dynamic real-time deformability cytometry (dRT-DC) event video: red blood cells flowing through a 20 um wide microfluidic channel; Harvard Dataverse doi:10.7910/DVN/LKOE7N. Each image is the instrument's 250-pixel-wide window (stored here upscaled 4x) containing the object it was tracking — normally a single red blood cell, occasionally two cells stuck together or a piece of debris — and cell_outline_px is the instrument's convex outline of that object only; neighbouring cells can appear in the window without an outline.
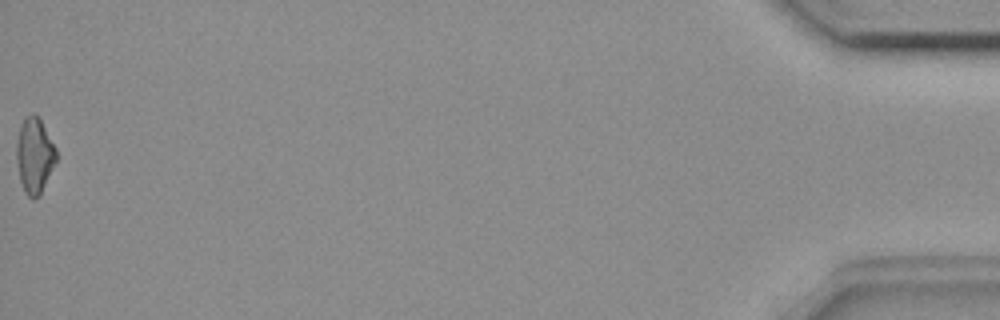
{"species": "common noctule bat (a hibernating species)", "species_latin": "Nyctalus noctula", "temperature_condition": "room temperature", "stored_images_in_passage": 55, "camera_frame_rate_fps": 3000, "um_per_image_px": 0.085, "animal": {"sex": "female", "body_mass_g": 18.4}, "frame": {"image": 1, "passage_image": 55, "time_ms": 18.0, "image_size_px": [1000, 320], "cell_outline_px": [[56, 160], [40, 196], [32, 200], [24, 192], [20, 180], [16, 156], [16, 144], [20, 128], [24, 116], [32, 112], [40, 120], [56, 148]], "centroid_in_image_um": [2.92, 13.24], "position_along_channel_um": 432.3, "area_um2": 17.34}, "authors_computed_cell_mechanics": {"area_um2": 17.8602, "velocity_mm_per_s": 3.6849, "shape_relaxation_time_tau1_ms": null, "shape_relaxation_time_tau2_ms": 10.543, "deformation_change_tau1": null, "deformation_change_tau2": 0.2279}}